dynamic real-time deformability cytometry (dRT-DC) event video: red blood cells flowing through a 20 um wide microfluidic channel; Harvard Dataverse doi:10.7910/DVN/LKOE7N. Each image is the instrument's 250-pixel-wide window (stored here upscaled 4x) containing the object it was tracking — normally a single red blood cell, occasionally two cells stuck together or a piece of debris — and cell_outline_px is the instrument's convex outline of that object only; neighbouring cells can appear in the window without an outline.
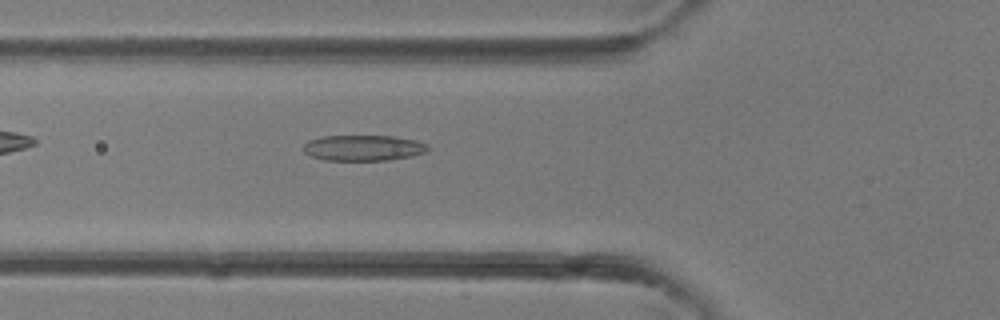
{"species": "common noctule bat (a hibernating species)", "species_latin": "Nyctalus noctula", "temperature_condition": "room temperature", "stored_images_in_passage": 28, "camera_frame_rate_fps": 3000, "um_per_image_px": 0.085, "animal": {"sex": "female"}, "frame": {"image": 1, "passage_image": 2, "time_ms": 0.333, "image_size_px": [1000, 320], "cell_outline_px": [[428, 152], [412, 156], [388, 160], [324, 160], [312, 156], [304, 152], [304, 144], [308, 140], [320, 136], [392, 136], [416, 140], [428, 144]], "centroid_in_image_um": [30.9, 12.57], "position_along_channel_um": 94.9, "area_um2": 18.73}}
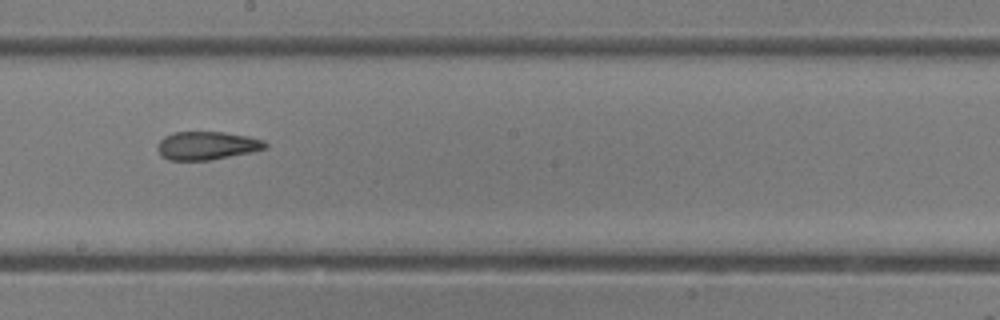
{"frame": {"image": 2, "passage_image": 10, "time_ms": 3.0, "image_size_px": [1000, 320], "cell_outline_px": [[268, 148], [252, 152], [208, 160], [168, 160], [160, 156], [156, 148], [156, 144], [164, 136], [172, 132], [224, 132], [248, 136], [264, 140], [268, 144]], "centroid_in_image_um": [17.56, 12.37], "position_along_channel_um": 230.6, "area_um2": 17.98}}
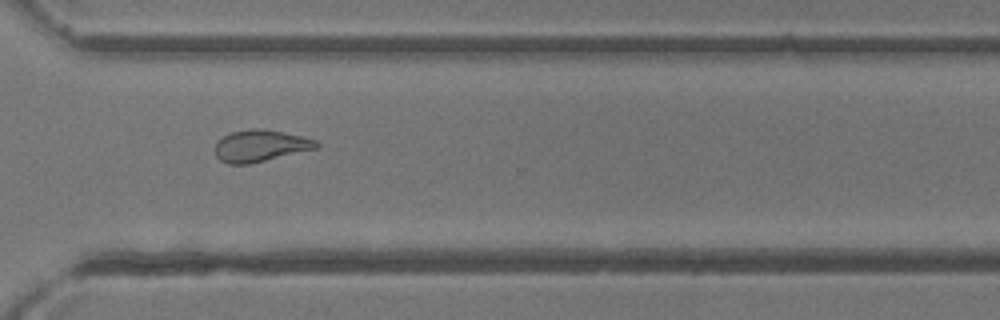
{"frame": {"image": 3, "passage_image": 17, "time_ms": 5.333, "image_size_px": [1000, 320], "cell_outline_px": [[320, 144], [316, 148], [248, 164], [228, 164], [220, 160], [216, 156], [216, 140], [232, 132], [252, 128], [260, 128], [304, 136], [316, 140]], "centroid_in_image_um": [22.11, 12.38], "position_along_channel_um": 348.5, "area_um2": 18.55}}